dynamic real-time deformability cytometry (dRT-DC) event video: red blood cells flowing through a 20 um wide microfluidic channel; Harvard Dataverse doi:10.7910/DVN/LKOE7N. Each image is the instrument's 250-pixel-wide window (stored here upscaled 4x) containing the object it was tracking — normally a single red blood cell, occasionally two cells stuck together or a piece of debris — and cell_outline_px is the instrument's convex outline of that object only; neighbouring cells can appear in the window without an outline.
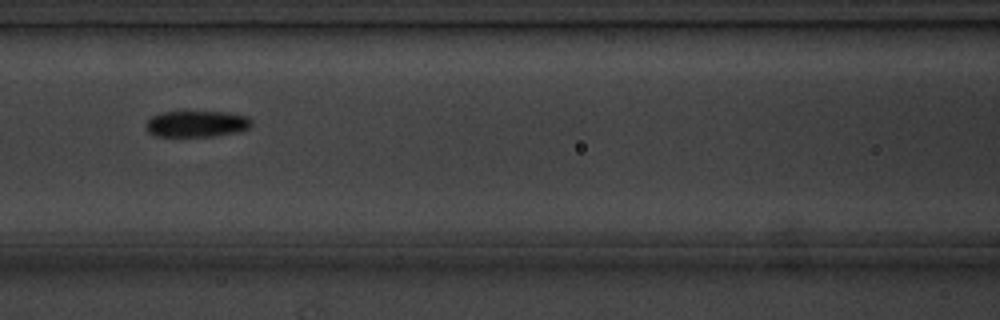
{"species": "common noctule bat (a hibernating species)", "species_latin": "Nyctalus noctula", "temperature_condition": "cold", "stored_images_in_passage": 8, "camera_frame_rate_fps": 3000, "um_per_image_px": 0.085, "animal": {"sex": "male", "body_mass_g": 20.1, "forearm_length_mm": 53.5}, "frame": {"image": 1, "passage_image": 7, "time_ms": 6.667, "image_size_px": [1000, 320], "cell_outline_px": [[252, 124], [248, 128], [236, 132], [212, 136], [156, 136], [148, 132], [144, 128], [144, 124], [152, 116], [164, 112], [228, 112], [248, 116], [252, 120]], "centroid_in_image_um": [16.7, 10.52], "position_along_channel_um": 149.9, "area_um2": 16.18}}